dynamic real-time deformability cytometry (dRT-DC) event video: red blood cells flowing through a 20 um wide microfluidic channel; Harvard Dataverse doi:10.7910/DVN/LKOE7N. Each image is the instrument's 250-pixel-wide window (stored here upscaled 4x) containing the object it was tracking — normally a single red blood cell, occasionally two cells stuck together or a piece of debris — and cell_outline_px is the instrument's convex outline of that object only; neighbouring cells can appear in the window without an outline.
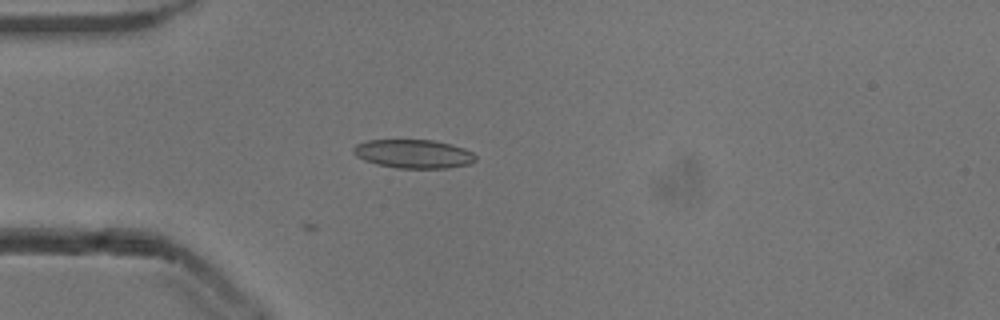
{"species": "common noctule bat (a hibernating species)", "species_latin": "Nyctalus noctula", "temperature_condition": "cold", "stored_images_in_passage": 3, "camera_frame_rate_fps": 3000, "um_per_image_px": 0.085, "animal": {"sex": "male", "body_mass_g": 13.3}, "frame": {"image": 1, "passage_image": 1, "time_ms": 0.0, "image_size_px": [1000, 320], "cell_outline_px": [[476, 160], [468, 164], [448, 168], [396, 168], [376, 164], [364, 160], [356, 156], [352, 152], [352, 148], [356, 144], [368, 140], [432, 140], [464, 148], [472, 152], [476, 156]], "centroid_in_image_um": [35.11, 13.08], "position_along_channel_um": 49.9, "area_um2": 20.4}}